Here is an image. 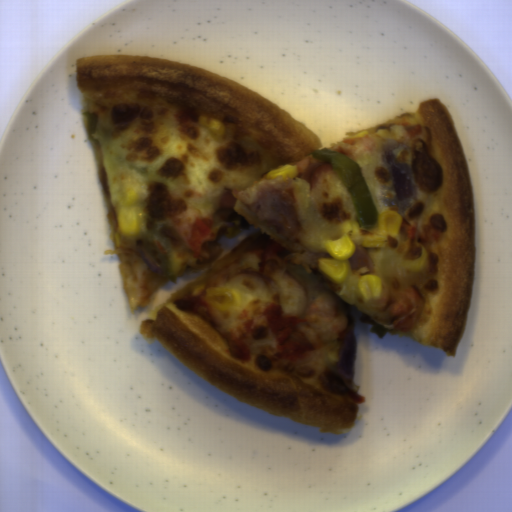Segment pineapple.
Here are the masks:
<instances>
[{
	"label": "pineapple",
	"instance_id": "1",
	"mask_svg": "<svg viewBox=\"0 0 512 512\" xmlns=\"http://www.w3.org/2000/svg\"><path fill=\"white\" fill-rule=\"evenodd\" d=\"M291 188L297 202V213L301 224V243L311 251L329 252L325 242L344 235L342 226H331L326 222L310 197V182L296 178Z\"/></svg>",
	"mask_w": 512,
	"mask_h": 512
}]
</instances>
